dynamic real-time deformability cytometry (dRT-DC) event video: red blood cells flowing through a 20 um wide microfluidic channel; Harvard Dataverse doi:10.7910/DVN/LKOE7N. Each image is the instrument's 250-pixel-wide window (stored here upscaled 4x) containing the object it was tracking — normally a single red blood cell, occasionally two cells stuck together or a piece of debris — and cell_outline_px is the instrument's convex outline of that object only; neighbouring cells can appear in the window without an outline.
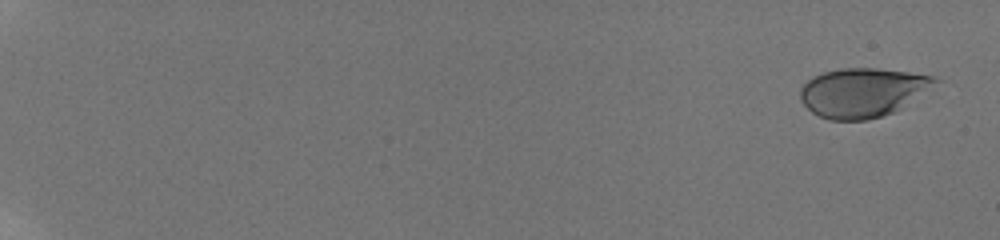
{"species": "human", "species_latin": "Homo sapiens", "temperature_condition": "room temperature", "stored_images_in_passage": 14, "camera_frame_rate_fps": 3000, "um_per_image_px": 0.085, "donor": {"sex": "male"}, "frame": {"image": 1, "passage_image": 1, "time_ms": 0.0, "image_size_px": [1000, 240], "cell_outline_px": [[940, 80], [892, 112], [868, 120], [828, 120], [812, 112], [800, 100], [800, 88], [812, 76], [824, 72], [840, 68], [876, 68], [908, 72], [936, 76]], "centroid_in_image_um": [73.24, 7.84], "position_along_channel_um": 11.8, "area_um2": 37.97}}
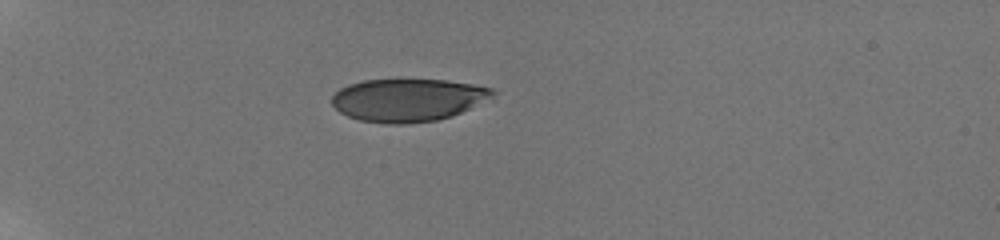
{"frame": {"image": 2, "passage_image": 9, "time_ms": 6.0, "image_size_px": [1000, 240], "cell_outline_px": [[496, 92], [492, 96], [452, 116], [436, 120], [404, 124], [384, 124], [360, 120], [348, 116], [340, 112], [332, 104], [332, 96], [340, 88], [348, 84], [364, 80], [396, 76], [448, 80], [472, 84], [492, 88]], "centroid_in_image_um": [34.61, 8.44], "position_along_channel_um": 50.4, "area_um2": 40.98}}